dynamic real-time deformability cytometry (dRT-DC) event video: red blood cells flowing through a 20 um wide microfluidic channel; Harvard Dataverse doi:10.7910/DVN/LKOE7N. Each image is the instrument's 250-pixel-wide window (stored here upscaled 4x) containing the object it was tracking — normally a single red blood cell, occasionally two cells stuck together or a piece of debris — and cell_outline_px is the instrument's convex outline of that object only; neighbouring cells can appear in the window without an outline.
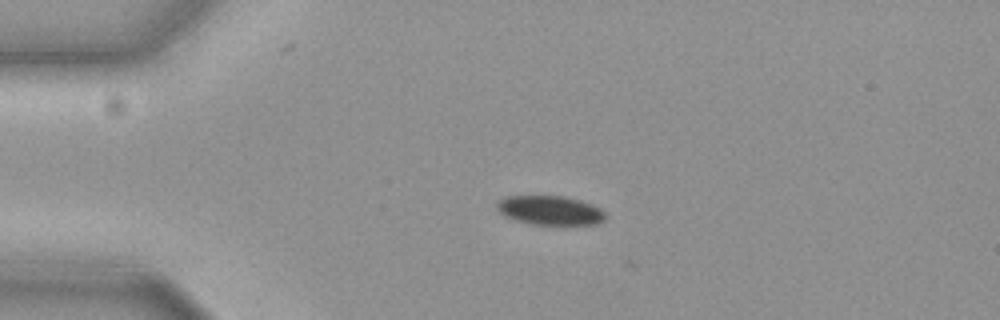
{"species": "common noctule bat (a hibernating species)", "species_latin": "Nyctalus noctula", "temperature_condition": "cold", "stored_images_in_passage": 7, "camera_frame_rate_fps": 3000, "um_per_image_px": 0.085, "animal": {"sex": "female", "body_mass_g": 19.3, "forearm_length_mm": 54.1}, "frame": {"image": 1, "passage_image": 4, "time_ms": 1.0, "image_size_px": [1000, 320], "cell_outline_px": [[604, 220], [596, 224], [532, 224], [516, 220], [504, 216], [496, 208], [496, 204], [504, 196], [564, 196], [580, 200], [592, 204], [600, 208], [604, 212]], "centroid_in_image_um": [46.73, 17.87], "position_along_channel_um": 38.3, "area_um2": 18.32}}